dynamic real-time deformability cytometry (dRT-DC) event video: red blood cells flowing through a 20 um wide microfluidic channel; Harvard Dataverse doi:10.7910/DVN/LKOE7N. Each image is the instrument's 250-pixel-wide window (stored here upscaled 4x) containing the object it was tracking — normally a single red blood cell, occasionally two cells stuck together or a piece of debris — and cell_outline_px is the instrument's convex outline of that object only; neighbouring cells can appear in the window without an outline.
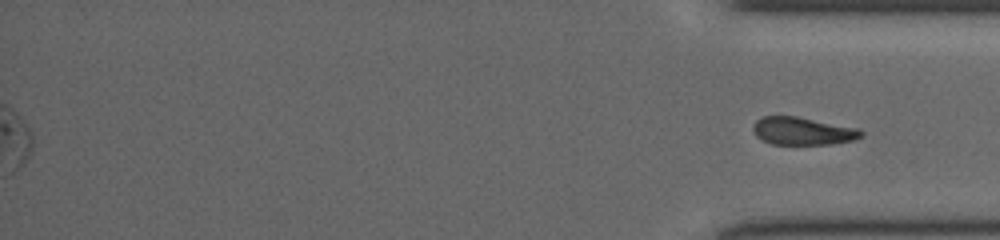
{"species": "common noctule bat (a hibernating species)", "species_latin": "Nyctalus noctula", "temperature_condition": "cold", "stored_images_in_passage": 34, "segment_of_instrument_passage": [2, 2], "camera_frame_rate_fps": 3000, "um_per_image_px": 0.085, "animal": {"sex": "female", "body_mass_g": 19.5, "forearm_length_mm": 54.1}, "frame": {"image": 1, "passage_image": 34, "time_ms": 11.0, "image_size_px": [1000, 240], "cell_outline_px": [[864, 136], [856, 140], [828, 144], [772, 144], [756, 136], [752, 128], [752, 124], [756, 120], [764, 116], [796, 116], [860, 128], [864, 132]], "centroid_in_image_um": [68.27, 11.13], "position_along_channel_um": 366.9, "area_um2": 17.63}}